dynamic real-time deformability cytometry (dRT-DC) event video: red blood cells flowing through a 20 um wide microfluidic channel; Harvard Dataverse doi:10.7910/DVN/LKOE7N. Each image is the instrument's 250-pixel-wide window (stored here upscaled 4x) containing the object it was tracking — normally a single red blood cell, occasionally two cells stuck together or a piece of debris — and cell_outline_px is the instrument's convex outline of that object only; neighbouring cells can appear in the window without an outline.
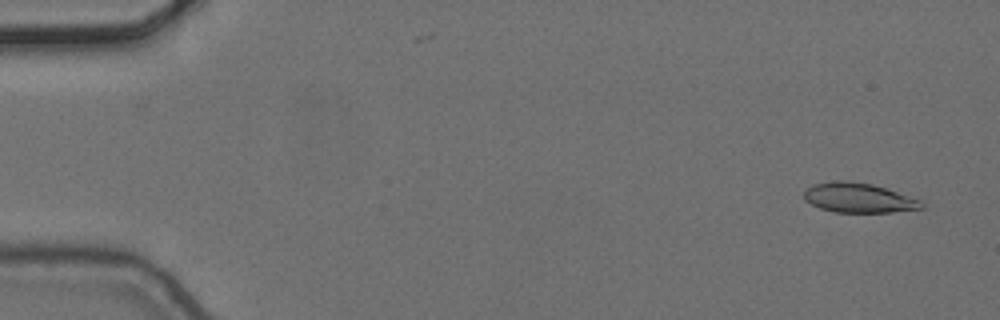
{"species": "common noctule bat (a hibernating species)", "species_latin": "Nyctalus noctula", "temperature_condition": "cold", "stored_images_in_passage": 6, "camera_frame_rate_fps": 3000, "um_per_image_px": 0.085, "animal": {"sex": "female", "body_mass_g": 24.6, "forearm_length_mm": 56.2}, "frame": {"image": 1, "passage_image": 1, "time_ms": 0.0, "image_size_px": [1000, 320], "cell_outline_px": [[924, 208], [892, 212], [836, 212], [820, 208], [804, 200], [804, 192], [812, 184], [836, 180], [844, 180], [872, 184], [920, 200], [924, 204]], "centroid_in_image_um": [72.95, 16.81], "position_along_channel_um": 12.0, "area_um2": 20.11}}
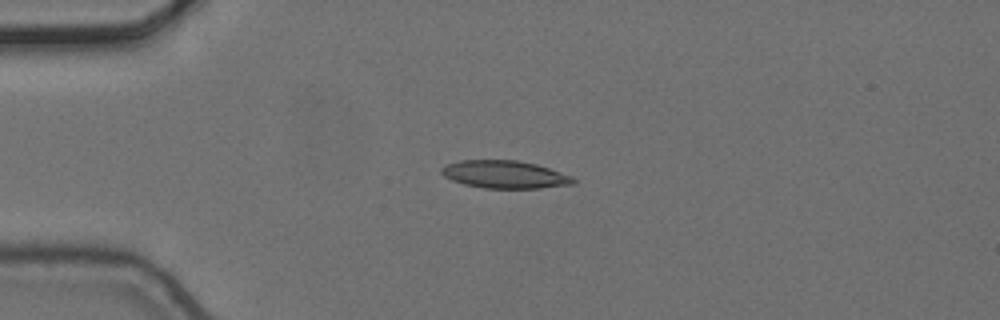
{"frame": {"image": 2, "passage_image": 4, "time_ms": 1.0, "image_size_px": [1000, 320], "cell_outline_px": [[576, 184], [540, 188], [484, 188], [464, 184], [452, 180], [444, 176], [440, 172], [440, 168], [448, 164], [460, 160], [516, 160], [536, 164], [572, 176], [576, 180]], "centroid_in_image_um": [42.91, 14.83], "position_along_channel_um": 42.1, "area_um2": 21.27}}
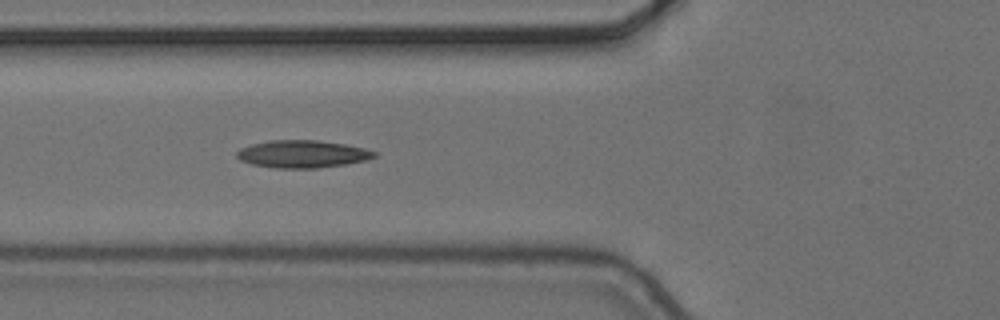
{"frame": {"image": 3, "passage_image": 6, "time_ms": 1.667, "image_size_px": [1000, 320], "cell_outline_px": [[376, 156], [364, 160], [344, 164], [316, 168], [276, 168], [252, 164], [240, 160], [236, 156], [236, 152], [240, 148], [252, 144], [268, 140], [316, 140], [344, 144], [364, 148], [376, 152]], "centroid_in_image_um": [25.66, 13.08], "position_along_channel_um": 100.1, "area_um2": 21.85}}